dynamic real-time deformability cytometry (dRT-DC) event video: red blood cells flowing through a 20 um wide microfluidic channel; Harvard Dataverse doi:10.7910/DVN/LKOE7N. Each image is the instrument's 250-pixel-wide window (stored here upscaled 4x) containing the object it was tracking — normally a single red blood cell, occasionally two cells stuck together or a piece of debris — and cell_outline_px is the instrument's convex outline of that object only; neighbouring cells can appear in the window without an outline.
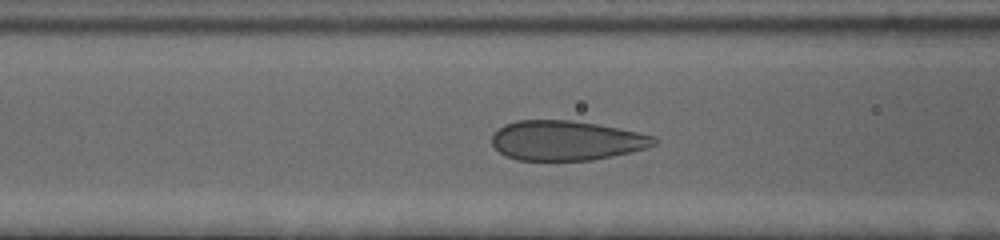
{"species": "human", "species_latin": "Homo sapiens", "temperature_condition": "cold", "stored_images_in_passage": 48, "camera_frame_rate_fps": 3000, "um_per_image_px": 0.085, "donor": {"sex": "female"}, "frame": {"image": 1, "passage_image": 23, "time_ms": 7.333, "image_size_px": [1000, 240], "cell_outline_px": [[660, 140], [656, 144], [648, 148], [632, 152], [592, 160], [516, 160], [504, 156], [492, 144], [492, 136], [504, 124], [516, 120], [572, 120], [596, 124], [656, 136]], "centroid_in_image_um": [48.15, 11.95], "position_along_channel_um": 118.4, "area_um2": 37.63}}
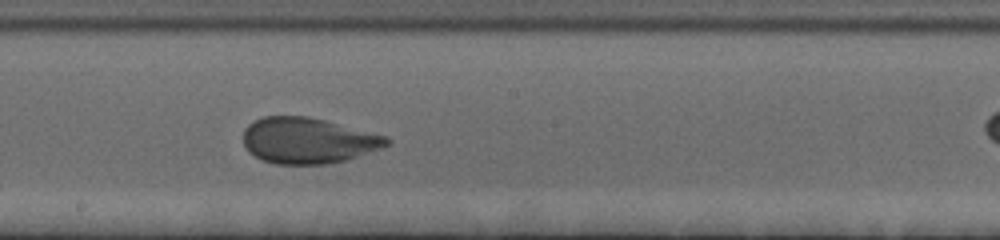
{"frame": {"image": 2, "passage_image": 32, "time_ms": 10.333, "image_size_px": [1000, 240], "cell_outline_px": [[392, 140], [384, 148], [344, 160], [324, 164], [276, 164], [264, 160], [248, 152], [244, 144], [244, 128], [248, 124], [264, 116], [308, 116], [388, 136]], "centroid_in_image_um": [26.19, 11.94], "position_along_channel_um": 222.0, "area_um2": 38.26}}
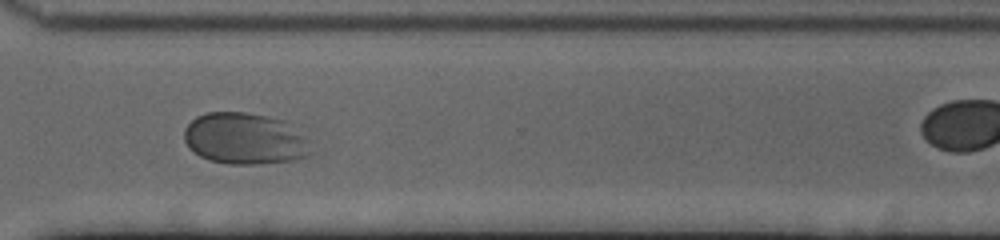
{"frame": {"image": 3, "passage_image": 43, "time_ms": 14.0, "image_size_px": [1000, 240], "cell_outline_px": [[316, 152], [308, 156], [292, 160], [260, 164], [228, 164], [208, 160], [200, 156], [188, 148], [184, 140], [184, 128], [196, 116], [208, 112], [244, 112], [268, 116], [284, 120], [292, 124], [308, 140]], "centroid_in_image_um": [20.84, 11.79], "position_along_channel_um": 349.8, "area_um2": 38.67}}